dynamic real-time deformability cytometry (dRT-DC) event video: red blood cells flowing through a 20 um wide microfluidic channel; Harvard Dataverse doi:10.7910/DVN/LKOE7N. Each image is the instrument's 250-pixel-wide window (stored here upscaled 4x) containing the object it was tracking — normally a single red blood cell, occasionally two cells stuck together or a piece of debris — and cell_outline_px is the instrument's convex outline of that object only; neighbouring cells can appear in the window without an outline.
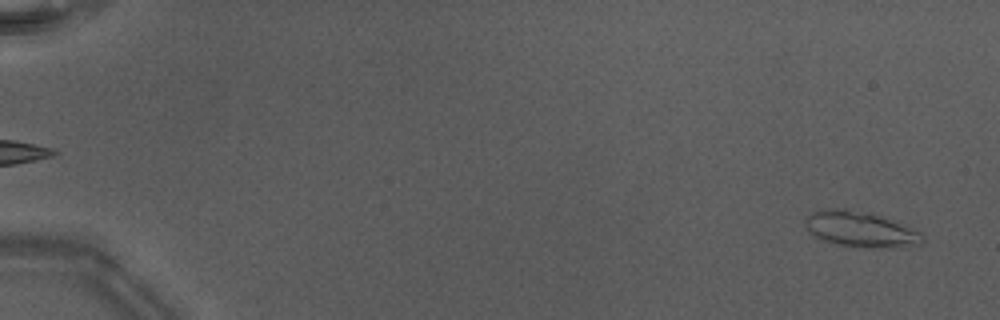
{"species": "Egyptian fruit bat (a non-hibernating species)", "species_latin": "Rousettus aegyptiacus", "temperature_condition": "warm", "stored_images_in_passage": 51, "camera_frame_rate_fps": 3000, "um_per_image_px": 0.085, "animal": {"sex": "male"}, "frame": {"image": 1, "passage_image": 2, "time_ms": 0.333, "image_size_px": [1000, 320], "cell_outline_px": [[924, 244], [868, 248], [840, 244], [824, 240], [816, 236], [808, 228], [804, 220], [812, 212], [832, 208], [848, 208], [872, 212], [888, 216], [924, 232]], "centroid_in_image_um": [73.27, 19.44], "position_along_channel_um": 11.7, "area_um2": 24.62}}
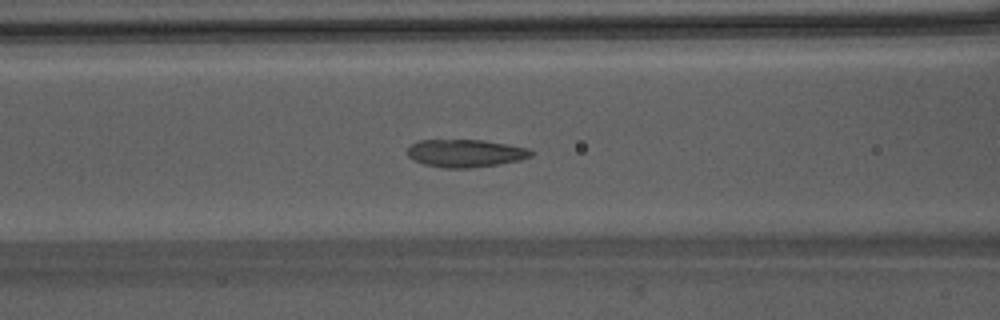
{"frame": {"image": 2, "passage_image": 23, "time_ms": 7.333, "image_size_px": [1000, 320], "cell_outline_px": [[536, 152], [532, 156], [520, 160], [500, 164], [468, 168], [444, 168], [424, 164], [412, 160], [408, 156], [408, 148], [412, 144], [420, 140], [484, 140], [508, 144], [528, 148]], "centroid_in_image_um": [39.6, 13.02], "position_along_channel_um": 127.0, "area_um2": 20.11}}
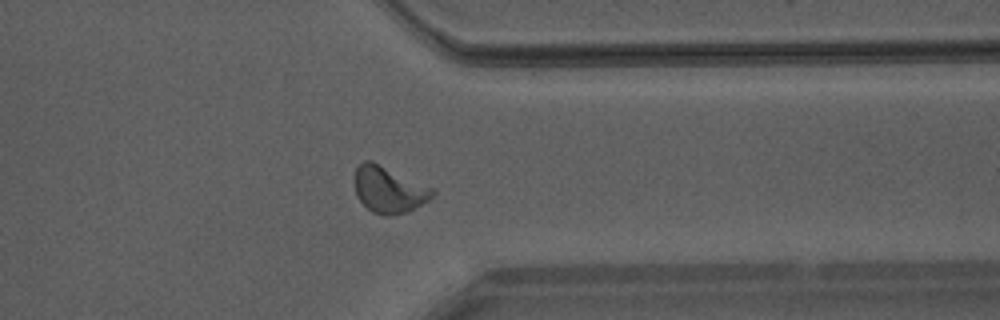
{"frame": {"image": 3, "passage_image": 41, "time_ms": 13.333, "image_size_px": [1000, 320], "cell_outline_px": [[436, 192], [428, 200], [408, 212], [388, 216], [384, 216], [372, 212], [356, 196], [352, 180], [352, 176], [356, 168], [364, 160], [372, 160], [436, 188]], "centroid_in_image_um": [33.04, 16.09], "position_along_channel_um": 378.4, "area_um2": 21.68}, "authors_computed_cell_mechanics": {"area_um2": 20.0566, "velocity_mm_per_s": 4.2149, "shape_relaxation_time_tau1_ms": 4.0753, "shape_relaxation_time_tau2_ms": 0.7381, "deformation_change_tau1": 0.1567, "deformation_change_tau2": 0.0686}}